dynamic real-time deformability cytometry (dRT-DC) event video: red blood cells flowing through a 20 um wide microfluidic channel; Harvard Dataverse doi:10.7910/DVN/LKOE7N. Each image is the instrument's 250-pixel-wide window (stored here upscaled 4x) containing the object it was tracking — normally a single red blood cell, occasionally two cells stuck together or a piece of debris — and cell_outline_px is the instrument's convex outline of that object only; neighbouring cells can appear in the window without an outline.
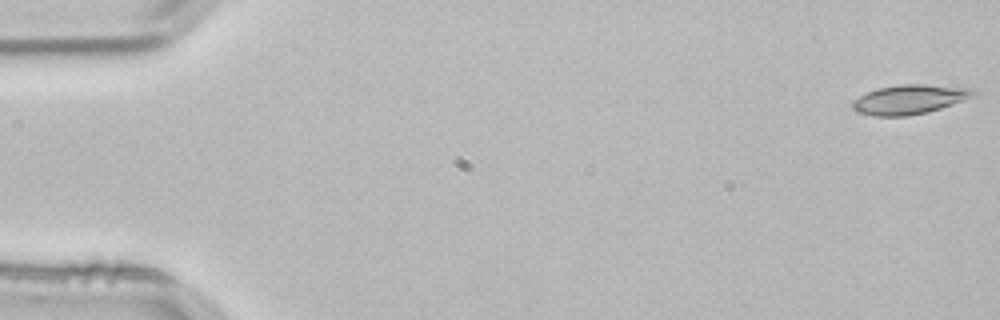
{"species": "common noctule bat (a hibernating species)", "species_latin": "Nyctalus noctula", "temperature_condition": "room temperature", "stored_images_in_passage": 53, "camera_frame_rate_fps": 3000, "um_per_image_px": 0.085, "animal": {"sex": "male", "body_mass_g": 21.5, "forearm_length_mm": 52.0}, "frame": {"image": 1, "passage_image": 1, "time_ms": 0.0, "image_size_px": [1000, 320], "cell_outline_px": [[976, 92], [960, 100], [940, 108], [924, 112], [904, 116], [876, 116], [860, 112], [852, 108], [852, 100], [868, 92], [880, 88], [900, 84], [924, 84], [972, 88]], "centroid_in_image_um": [77.23, 8.44], "position_along_channel_um": 7.8, "area_um2": 20.0}}
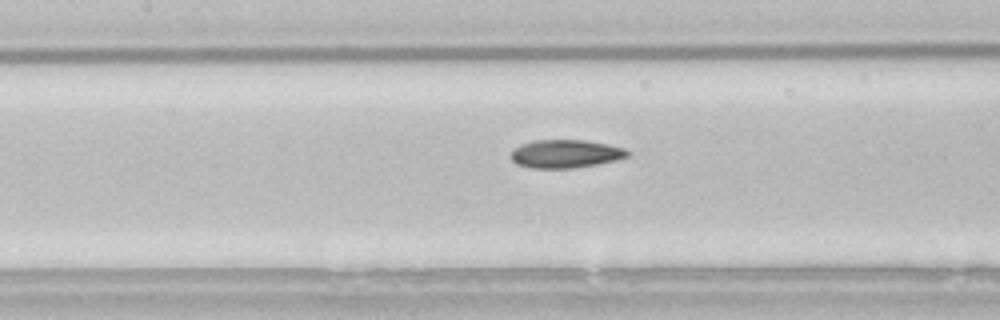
{"frame": {"image": 2, "passage_image": 24, "time_ms": 7.667, "image_size_px": [1000, 320], "cell_outline_px": [[632, 152], [628, 156], [616, 160], [596, 164], [572, 168], [532, 168], [516, 164], [512, 160], [512, 152], [520, 144], [532, 140], [584, 140], [608, 144], [624, 148]], "centroid_in_image_um": [48.09, 13.07], "position_along_channel_um": 159.3, "area_um2": 19.13}}
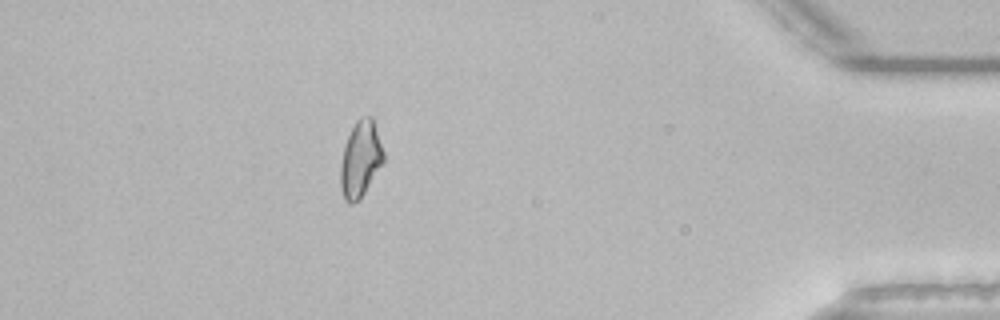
{"frame": {"image": 3, "passage_image": 47, "time_ms": 15.333, "image_size_px": [1000, 320], "cell_outline_px": [[384, 160], [360, 200], [352, 204], [348, 204], [344, 200], [340, 188], [340, 164], [344, 144], [356, 120], [360, 116], [372, 116], [384, 152]], "centroid_in_image_um": [30.62, 13.54], "position_along_channel_um": 404.6, "area_um2": 19.25}, "authors_computed_cell_mechanics": {"area_um2": 19.0162, "velocity_mm_per_s": 3.8378, "shape_relaxation_time_tau1_ms": null, "shape_relaxation_time_tau2_ms": 6.4831, "deformation_change_tau1": null, "deformation_change_tau2": 0.1155}}